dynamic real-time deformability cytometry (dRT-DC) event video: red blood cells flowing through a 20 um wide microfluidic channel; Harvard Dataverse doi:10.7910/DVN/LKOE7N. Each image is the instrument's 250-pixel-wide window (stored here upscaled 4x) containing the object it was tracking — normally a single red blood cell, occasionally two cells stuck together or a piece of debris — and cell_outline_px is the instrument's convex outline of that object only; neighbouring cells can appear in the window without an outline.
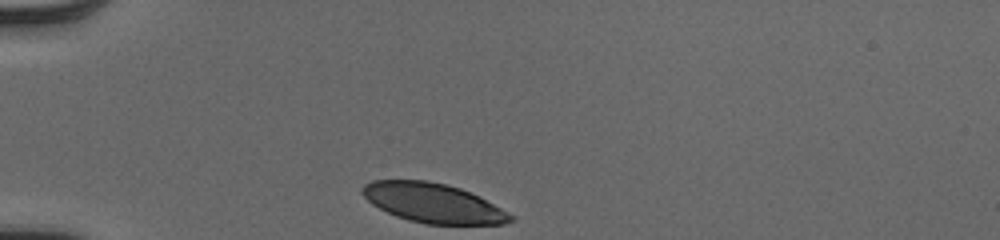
{"species": "human", "species_latin": "Homo sapiens", "temperature_condition": "cold", "stored_images_in_passage": 30, "camera_frame_rate_fps": 3000, "um_per_image_px": 0.085, "donor": {"sex": "male"}, "frame": {"image": 1, "passage_image": 1, "time_ms": 0.0, "image_size_px": [1000, 240], "cell_outline_px": [[516, 220], [504, 224], [424, 224], [408, 220], [396, 216], [372, 204], [360, 192], [360, 188], [364, 184], [372, 180], [428, 180], [460, 188], [516, 216]], "centroid_in_image_um": [36.79, 17.26], "position_along_channel_um": 48.2, "area_um2": 33.87}}
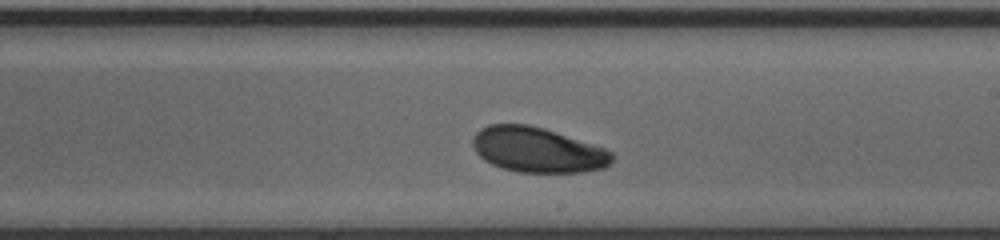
{"frame": {"image": 2, "passage_image": 18, "time_ms": 5.667, "image_size_px": [1000, 240], "cell_outline_px": [[612, 160], [604, 168], [584, 172], [516, 172], [492, 164], [484, 160], [476, 152], [472, 144], [472, 136], [480, 128], [488, 124], [528, 124], [544, 128], [604, 148], [612, 152]], "centroid_in_image_um": [45.65, 12.73], "position_along_channel_um": 243.3, "area_um2": 36.53}}
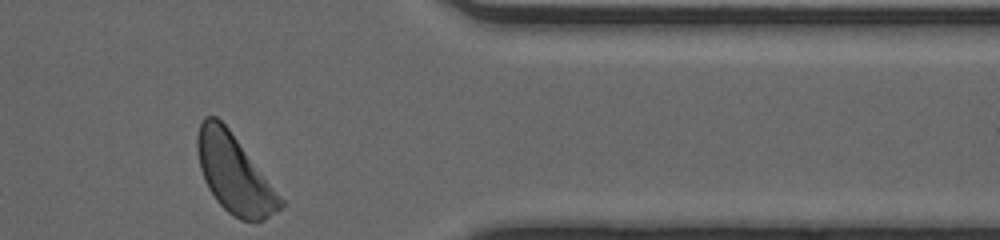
{"frame": {"image": 3, "passage_image": 30, "time_ms": 9.667, "image_size_px": [1000, 240], "cell_outline_px": [[284, 204], [280, 208], [264, 220], [240, 220], [228, 212], [216, 200], [208, 188], [204, 180], [200, 168], [196, 148], [196, 136], [200, 124], [204, 116], [216, 116], [228, 128], [284, 200]], "centroid_in_image_um": [19.88, 14.77], "position_along_channel_um": 391.5, "area_um2": 37.34}, "authors_computed_cell_mechanics": {"area_um2": 36.8475, "velocity_mm_per_s": 4.0122, "shape_relaxation_time_tau1_ms": 2.4641, "shape_relaxation_time_tau2_ms": null, "deformation_change_tau1": 0.1073, "deformation_change_tau2": null}}